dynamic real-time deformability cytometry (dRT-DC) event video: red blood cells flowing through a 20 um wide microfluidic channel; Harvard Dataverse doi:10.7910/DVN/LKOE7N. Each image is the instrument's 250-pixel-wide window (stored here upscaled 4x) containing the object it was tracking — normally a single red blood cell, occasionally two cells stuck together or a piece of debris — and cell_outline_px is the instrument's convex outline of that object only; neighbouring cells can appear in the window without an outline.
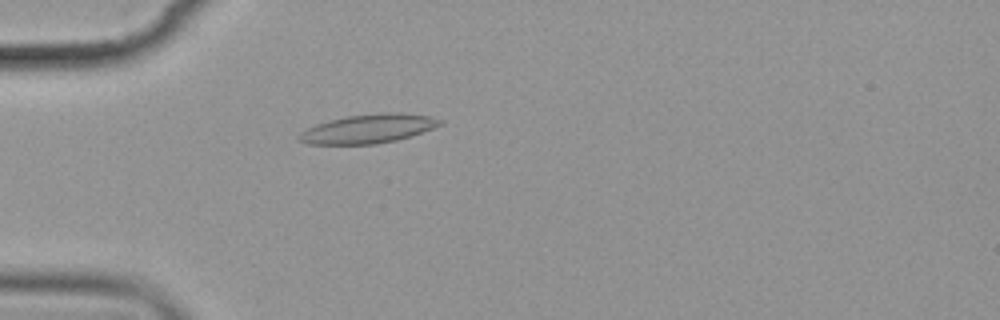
{"species": "common noctule bat (a hibernating species)", "species_latin": "Nyctalus noctula", "temperature_condition": "cold", "stored_images_in_passage": 3, "camera_frame_rate_fps": 3000, "um_per_image_px": 0.085, "animal": {"sex": "female", "body_mass_g": 19.9}, "frame": {"image": 1, "passage_image": 2, "time_ms": 1.333, "image_size_px": [1000, 320], "cell_outline_px": [[444, 124], [412, 136], [396, 140], [376, 144], [308, 144], [300, 140], [296, 136], [300, 132], [316, 124], [348, 116], [384, 112], [400, 112], [428, 116], [444, 120]], "centroid_in_image_um": [31.35, 10.94], "position_along_channel_um": 53.7, "area_um2": 23.76}}